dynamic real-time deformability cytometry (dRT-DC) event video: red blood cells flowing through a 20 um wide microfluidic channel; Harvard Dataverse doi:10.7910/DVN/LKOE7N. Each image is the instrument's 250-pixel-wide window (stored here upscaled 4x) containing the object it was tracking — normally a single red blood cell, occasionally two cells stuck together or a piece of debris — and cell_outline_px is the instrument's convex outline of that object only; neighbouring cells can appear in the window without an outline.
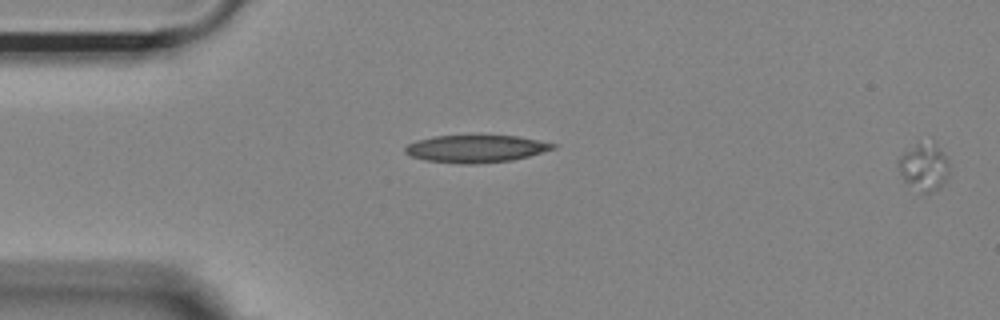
{"species": "Egyptian fruit bat (a non-hibernating species)", "species_latin": "Rousettus aegyptiacus", "temperature_condition": "room temperature", "stored_images_in_passage": 12, "segment_of_instrument_passage": [1, 2], "camera_frame_rate_fps": 3000, "um_per_image_px": 0.085, "animal": {"sex": "female"}, "frame": {"image": 1, "passage_image": 1, "time_ms": 0.0, "image_size_px": [1000, 320], "cell_outline_px": [[948, 176], [940, 188], [932, 192], [920, 192], [904, 180], [896, 164], [896, 160], [904, 152], [916, 144], [936, 144], [944, 152], [948, 160]], "centroid_in_image_um": [78.54, 14.21], "position_along_channel_um": 6.5, "area_um2": 13.87}}